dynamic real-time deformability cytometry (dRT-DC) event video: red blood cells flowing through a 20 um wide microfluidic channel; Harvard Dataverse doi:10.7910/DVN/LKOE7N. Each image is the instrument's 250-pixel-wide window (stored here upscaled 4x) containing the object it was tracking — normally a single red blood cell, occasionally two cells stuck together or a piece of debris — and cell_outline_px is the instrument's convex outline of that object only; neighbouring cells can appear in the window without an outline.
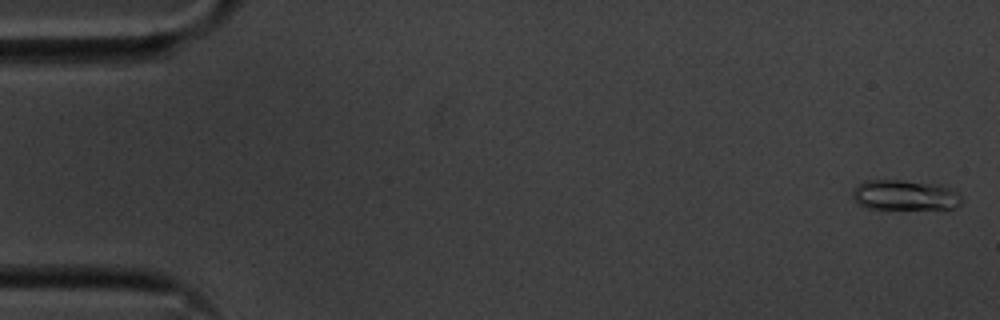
{"species": "common noctule bat (a hibernating species)", "species_latin": "Nyctalus noctula", "temperature_condition": "cold", "stored_images_in_passage": 55, "camera_frame_rate_fps": 3000, "um_per_image_px": 0.085, "animal": {"sex": "male", "body_mass_g": 20.1, "forearm_length_mm": 53.5}, "frame": {"image": 1, "passage_image": 1, "time_ms": 0.0, "image_size_px": [1000, 320], "cell_outline_px": [[964, 200], [960, 204], [952, 208], [864, 208], [852, 196], [852, 192], [864, 180], [900, 180], [936, 184], [948, 188], [956, 192]], "centroid_in_image_um": [76.9, 16.58], "position_along_channel_um": 8.1, "area_um2": 18.79}}
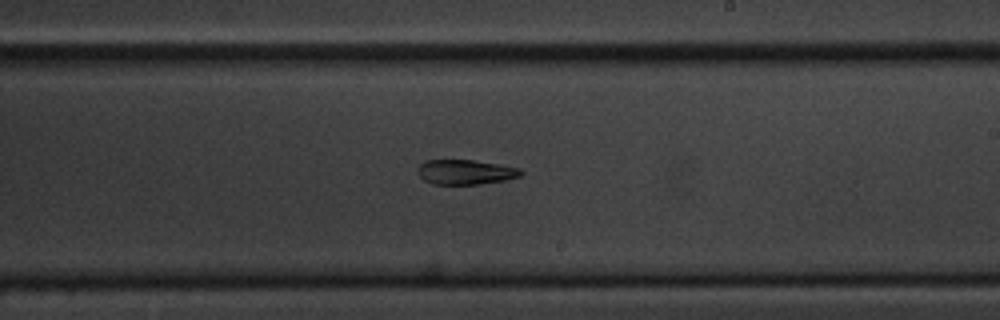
{"frame": {"image": 2, "passage_image": 32, "time_ms": 10.333, "image_size_px": [1000, 320], "cell_outline_px": [[524, 172], [520, 176], [504, 180], [480, 184], [432, 184], [424, 180], [420, 176], [416, 168], [424, 160], [472, 160], [520, 168]], "centroid_in_image_um": [39.53, 14.62], "position_along_channel_um": 249.5, "area_um2": 14.85}}
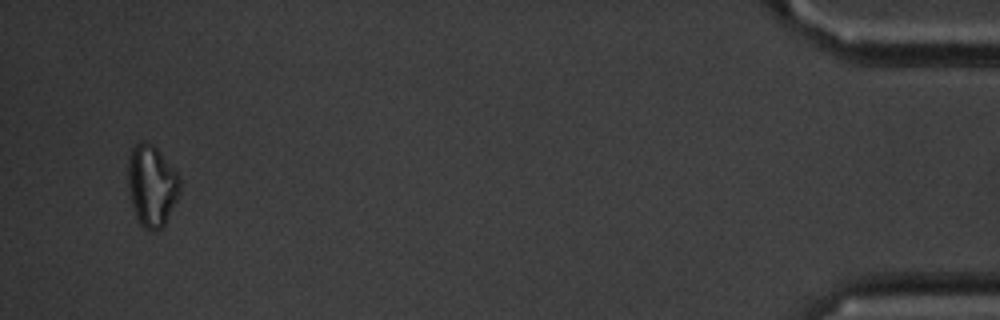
{"frame": {"image": 3, "passage_image": 53, "time_ms": 17.333, "image_size_px": [1000, 320], "cell_outline_px": [[180, 192], [164, 228], [156, 232], [152, 232], [144, 228], [140, 224], [136, 216], [132, 204], [128, 188], [128, 156], [132, 148], [140, 140], [144, 140], [152, 144], [160, 152], [176, 172], [180, 180]], "centroid_in_image_um": [12.89, 15.81], "position_along_channel_um": 422.3, "area_um2": 24.85}, "authors_computed_cell_mechanics": {"area_um2": 16.473, "velocity_mm_per_s": 3.6106, "shape_relaxation_time_tau1_ms": 8.0615, "shape_relaxation_time_tau2_ms": null, "deformation_change_tau1": 0.1438, "deformation_change_tau2": null}}